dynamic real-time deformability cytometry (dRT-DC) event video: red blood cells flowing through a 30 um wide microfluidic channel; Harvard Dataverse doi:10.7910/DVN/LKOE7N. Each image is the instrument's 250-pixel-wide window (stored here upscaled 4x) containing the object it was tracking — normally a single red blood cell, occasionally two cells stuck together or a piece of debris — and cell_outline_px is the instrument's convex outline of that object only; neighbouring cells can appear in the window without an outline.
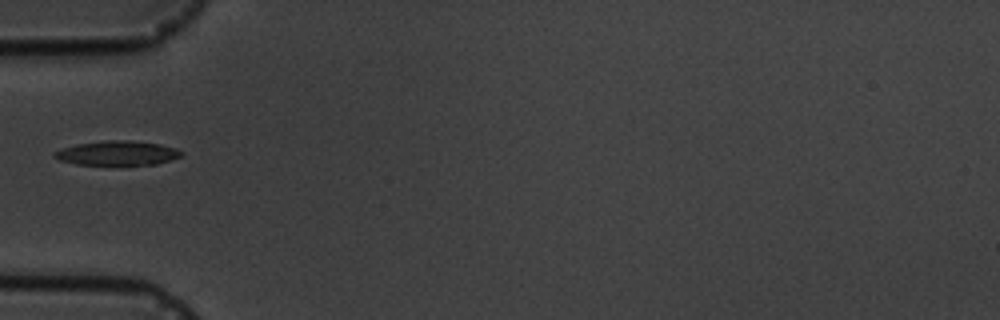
{"species": "common noctule bat (a hibernating species)", "species_latin": "Nyctalus noctula", "temperature_condition": "cold", "stored_images_in_passage": 11, "camera_frame_rate_fps": 3000, "um_per_image_px": 0.085, "animal": {"sex": "male", "body_mass_g": 19.5, "forearm_length_mm": 54.6}, "frame": {"image": 1, "passage_image": 1, "time_ms": 0.0, "image_size_px": [1000, 320], "cell_outline_px": [[184, 152], [180, 156], [172, 160], [156, 164], [76, 164], [60, 160], [52, 156], [52, 152], [76, 144], [104, 140], [128, 140], [160, 144], [176, 148]], "centroid_in_image_um": [9.98, 13.0], "position_along_channel_um": 75.0, "area_um2": 17.92}}
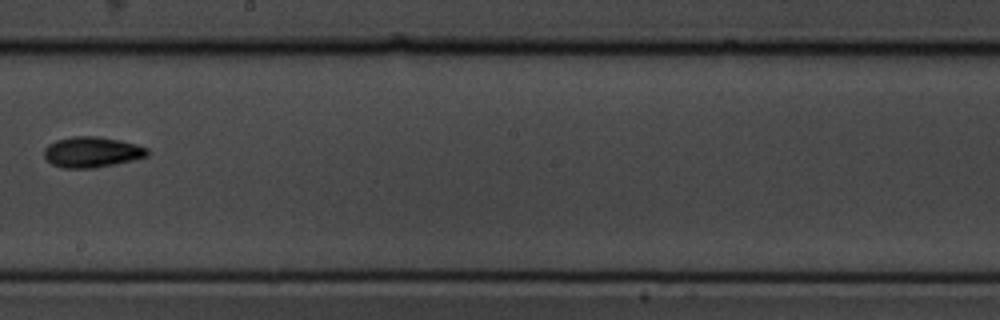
{"frame": {"image": 2, "passage_image": 5, "time_ms": 4.667, "image_size_px": [1000, 320], "cell_outline_px": [[148, 156], [116, 164], [96, 168], [64, 168], [52, 164], [44, 156], [44, 148], [48, 144], [56, 140], [72, 136], [92, 136], [116, 140], [136, 144], [148, 148]], "centroid_in_image_um": [7.79, 12.93], "position_along_channel_um": 240.4, "area_um2": 18.32}}
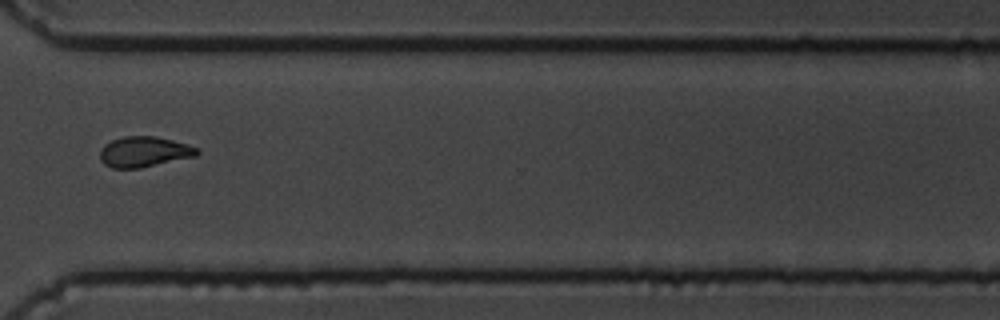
{"frame": {"image": 3, "passage_image": 8, "time_ms": 8.0, "image_size_px": [1000, 320], "cell_outline_px": [[200, 152], [196, 156], [140, 168], [112, 168], [104, 164], [100, 160], [100, 148], [104, 144], [112, 140], [124, 136], [156, 136], [188, 144], [200, 148]], "centroid_in_image_um": [12.25, 12.9], "position_along_channel_um": 358.3, "area_um2": 17.4}}